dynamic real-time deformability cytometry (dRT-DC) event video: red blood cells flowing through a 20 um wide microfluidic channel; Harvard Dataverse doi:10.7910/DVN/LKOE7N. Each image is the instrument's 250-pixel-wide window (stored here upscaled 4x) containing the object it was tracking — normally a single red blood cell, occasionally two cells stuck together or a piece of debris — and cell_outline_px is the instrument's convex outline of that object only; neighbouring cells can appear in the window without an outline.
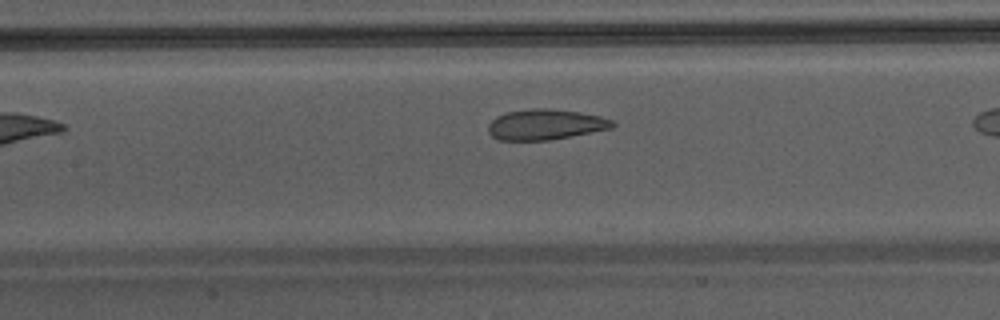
{"species": "Egyptian fruit bat (a non-hibernating species)", "species_latin": "Rousettus aegyptiacus", "temperature_condition": "warm", "stored_images_in_passage": 24, "camera_frame_rate_fps": 3000, "um_per_image_px": 0.085, "animal": {"sex": "male"}, "frame": {"image": 1, "passage_image": 7, "time_ms": 2.0, "image_size_px": [1000, 320], "cell_outline_px": [[616, 124], [612, 128], [548, 140], [496, 140], [488, 132], [488, 124], [496, 116], [504, 112], [532, 108], [552, 108], [580, 112], [600, 116], [612, 120]], "centroid_in_image_um": [46.32, 10.57], "position_along_channel_um": 161.1, "area_um2": 22.2}}
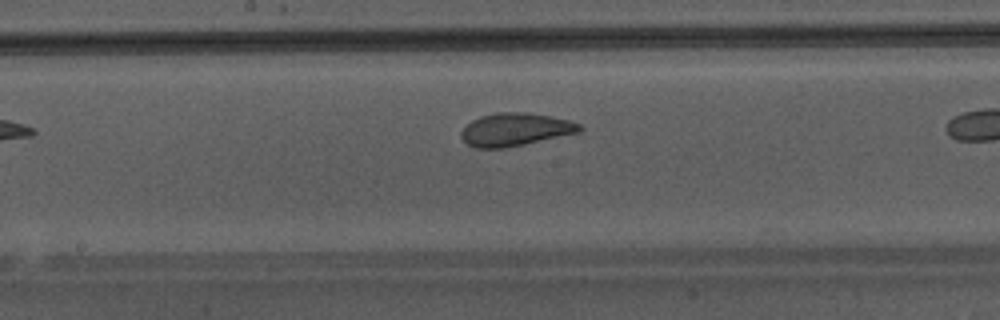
{"frame": {"image": 2, "passage_image": 10, "time_ms": 3.0, "image_size_px": [1000, 320], "cell_outline_px": [[584, 128], [580, 132], [524, 144], [504, 148], [476, 148], [468, 144], [460, 136], [460, 132], [472, 120], [480, 116], [496, 112], [528, 112], [568, 120], [580, 124]], "centroid_in_image_um": [43.79, 11.0], "position_along_channel_um": 204.4, "area_um2": 22.6}}